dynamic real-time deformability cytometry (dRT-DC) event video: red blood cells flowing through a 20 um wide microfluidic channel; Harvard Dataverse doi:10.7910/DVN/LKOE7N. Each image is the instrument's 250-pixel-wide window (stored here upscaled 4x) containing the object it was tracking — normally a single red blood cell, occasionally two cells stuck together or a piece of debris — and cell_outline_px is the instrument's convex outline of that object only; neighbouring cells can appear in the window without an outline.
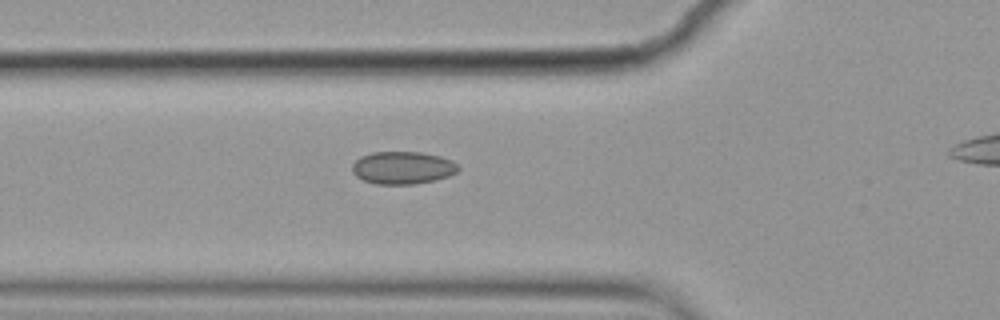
{"species": "common noctule bat (a hibernating species)", "species_latin": "Nyctalus noctula", "temperature_condition": "cold", "stored_images_in_passage": 5, "camera_frame_rate_fps": 3000, "um_per_image_px": 0.085, "animal": {"sex": "female", "body_mass_g": 19.9}, "frame": {"image": 1, "passage_image": 5, "time_ms": 1.333, "image_size_px": [1000, 320], "cell_outline_px": [[460, 168], [456, 172], [448, 176], [432, 180], [412, 184], [376, 184], [364, 180], [356, 176], [352, 172], [352, 164], [360, 156], [372, 152], [420, 152], [440, 156], [452, 160]], "centroid_in_image_um": [34.2, 14.25], "position_along_channel_um": 91.6, "area_um2": 20.06}}